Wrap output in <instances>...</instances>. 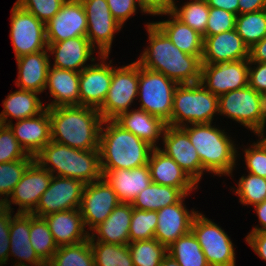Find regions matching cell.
<instances>
[{
  "mask_svg": "<svg viewBox=\"0 0 266 266\" xmlns=\"http://www.w3.org/2000/svg\"><path fill=\"white\" fill-rule=\"evenodd\" d=\"M149 46L136 61L141 67L160 72L177 84L200 82L202 61L181 51L153 23L146 24Z\"/></svg>",
  "mask_w": 266,
  "mask_h": 266,
  "instance_id": "1",
  "label": "cell"
},
{
  "mask_svg": "<svg viewBox=\"0 0 266 266\" xmlns=\"http://www.w3.org/2000/svg\"><path fill=\"white\" fill-rule=\"evenodd\" d=\"M51 141L81 150H99L104 119L98 109L76 106L49 108Z\"/></svg>",
  "mask_w": 266,
  "mask_h": 266,
  "instance_id": "2",
  "label": "cell"
},
{
  "mask_svg": "<svg viewBox=\"0 0 266 266\" xmlns=\"http://www.w3.org/2000/svg\"><path fill=\"white\" fill-rule=\"evenodd\" d=\"M103 124L99 141L101 169H133L148 164L151 145L114 120H104Z\"/></svg>",
  "mask_w": 266,
  "mask_h": 266,
  "instance_id": "3",
  "label": "cell"
},
{
  "mask_svg": "<svg viewBox=\"0 0 266 266\" xmlns=\"http://www.w3.org/2000/svg\"><path fill=\"white\" fill-rule=\"evenodd\" d=\"M34 160L54 176L74 178L84 184L102 178L99 150H81L50 141Z\"/></svg>",
  "mask_w": 266,
  "mask_h": 266,
  "instance_id": "4",
  "label": "cell"
},
{
  "mask_svg": "<svg viewBox=\"0 0 266 266\" xmlns=\"http://www.w3.org/2000/svg\"><path fill=\"white\" fill-rule=\"evenodd\" d=\"M196 149L202 169L218 175L230 176L236 165L238 148L225 130L212 126V123L189 124L182 126Z\"/></svg>",
  "mask_w": 266,
  "mask_h": 266,
  "instance_id": "5",
  "label": "cell"
},
{
  "mask_svg": "<svg viewBox=\"0 0 266 266\" xmlns=\"http://www.w3.org/2000/svg\"><path fill=\"white\" fill-rule=\"evenodd\" d=\"M219 113L218 96L200 82L178 84L174 92L171 118L166 123L174 127L188 124L212 123Z\"/></svg>",
  "mask_w": 266,
  "mask_h": 266,
  "instance_id": "6",
  "label": "cell"
},
{
  "mask_svg": "<svg viewBox=\"0 0 266 266\" xmlns=\"http://www.w3.org/2000/svg\"><path fill=\"white\" fill-rule=\"evenodd\" d=\"M219 115L235 120L254 134L265 130L266 97L249 85L218 97Z\"/></svg>",
  "mask_w": 266,
  "mask_h": 266,
  "instance_id": "7",
  "label": "cell"
},
{
  "mask_svg": "<svg viewBox=\"0 0 266 266\" xmlns=\"http://www.w3.org/2000/svg\"><path fill=\"white\" fill-rule=\"evenodd\" d=\"M177 83L160 72L138 64V94L140 107L167 123L171 118L174 92Z\"/></svg>",
  "mask_w": 266,
  "mask_h": 266,
  "instance_id": "8",
  "label": "cell"
},
{
  "mask_svg": "<svg viewBox=\"0 0 266 266\" xmlns=\"http://www.w3.org/2000/svg\"><path fill=\"white\" fill-rule=\"evenodd\" d=\"M191 231L199 241L209 266H236L234 244L215 222L202 213H197Z\"/></svg>",
  "mask_w": 266,
  "mask_h": 266,
  "instance_id": "9",
  "label": "cell"
},
{
  "mask_svg": "<svg viewBox=\"0 0 266 266\" xmlns=\"http://www.w3.org/2000/svg\"><path fill=\"white\" fill-rule=\"evenodd\" d=\"M138 94V63L112 67V79L107 96L98 109L104 120H113L129 111Z\"/></svg>",
  "mask_w": 266,
  "mask_h": 266,
  "instance_id": "10",
  "label": "cell"
},
{
  "mask_svg": "<svg viewBox=\"0 0 266 266\" xmlns=\"http://www.w3.org/2000/svg\"><path fill=\"white\" fill-rule=\"evenodd\" d=\"M11 10L10 37L16 58L46 50V24L16 3Z\"/></svg>",
  "mask_w": 266,
  "mask_h": 266,
  "instance_id": "11",
  "label": "cell"
},
{
  "mask_svg": "<svg viewBox=\"0 0 266 266\" xmlns=\"http://www.w3.org/2000/svg\"><path fill=\"white\" fill-rule=\"evenodd\" d=\"M87 16L86 37L98 50V55H109L114 34L122 26L115 20L106 0H80ZM97 46H96V45Z\"/></svg>",
  "mask_w": 266,
  "mask_h": 266,
  "instance_id": "12",
  "label": "cell"
},
{
  "mask_svg": "<svg viewBox=\"0 0 266 266\" xmlns=\"http://www.w3.org/2000/svg\"><path fill=\"white\" fill-rule=\"evenodd\" d=\"M85 185L74 178L52 175L48 189L42 194L32 214L44 217L59 211L79 209Z\"/></svg>",
  "mask_w": 266,
  "mask_h": 266,
  "instance_id": "13",
  "label": "cell"
},
{
  "mask_svg": "<svg viewBox=\"0 0 266 266\" xmlns=\"http://www.w3.org/2000/svg\"><path fill=\"white\" fill-rule=\"evenodd\" d=\"M249 59L216 64H202L200 83L220 96L248 86Z\"/></svg>",
  "mask_w": 266,
  "mask_h": 266,
  "instance_id": "14",
  "label": "cell"
},
{
  "mask_svg": "<svg viewBox=\"0 0 266 266\" xmlns=\"http://www.w3.org/2000/svg\"><path fill=\"white\" fill-rule=\"evenodd\" d=\"M51 178L52 174L34 160L16 184L9 198L4 201V207L12 211L14 208H11V204H15L19 206L17 213H32L42 194L48 189Z\"/></svg>",
  "mask_w": 266,
  "mask_h": 266,
  "instance_id": "15",
  "label": "cell"
},
{
  "mask_svg": "<svg viewBox=\"0 0 266 266\" xmlns=\"http://www.w3.org/2000/svg\"><path fill=\"white\" fill-rule=\"evenodd\" d=\"M119 203L115 191L103 177L86 184L79 210L84 225L90 228L88 231L103 223Z\"/></svg>",
  "mask_w": 266,
  "mask_h": 266,
  "instance_id": "16",
  "label": "cell"
},
{
  "mask_svg": "<svg viewBox=\"0 0 266 266\" xmlns=\"http://www.w3.org/2000/svg\"><path fill=\"white\" fill-rule=\"evenodd\" d=\"M161 138L164 146L160 150L171 157L196 184H199L204 170L187 132L182 127L167 125Z\"/></svg>",
  "mask_w": 266,
  "mask_h": 266,
  "instance_id": "17",
  "label": "cell"
},
{
  "mask_svg": "<svg viewBox=\"0 0 266 266\" xmlns=\"http://www.w3.org/2000/svg\"><path fill=\"white\" fill-rule=\"evenodd\" d=\"M99 56L101 62L85 67L79 77L80 105L95 109L102 106L112 79V60L107 64L109 55Z\"/></svg>",
  "mask_w": 266,
  "mask_h": 266,
  "instance_id": "18",
  "label": "cell"
},
{
  "mask_svg": "<svg viewBox=\"0 0 266 266\" xmlns=\"http://www.w3.org/2000/svg\"><path fill=\"white\" fill-rule=\"evenodd\" d=\"M87 16L80 0H66L54 17L46 23L47 42H61L86 36Z\"/></svg>",
  "mask_w": 266,
  "mask_h": 266,
  "instance_id": "19",
  "label": "cell"
},
{
  "mask_svg": "<svg viewBox=\"0 0 266 266\" xmlns=\"http://www.w3.org/2000/svg\"><path fill=\"white\" fill-rule=\"evenodd\" d=\"M184 195L177 203L157 211V226L154 238L167 248L178 238L191 231V225L198 211H189L184 205Z\"/></svg>",
  "mask_w": 266,
  "mask_h": 266,
  "instance_id": "20",
  "label": "cell"
},
{
  "mask_svg": "<svg viewBox=\"0 0 266 266\" xmlns=\"http://www.w3.org/2000/svg\"><path fill=\"white\" fill-rule=\"evenodd\" d=\"M249 59V48L235 29L203 37L202 64Z\"/></svg>",
  "mask_w": 266,
  "mask_h": 266,
  "instance_id": "21",
  "label": "cell"
},
{
  "mask_svg": "<svg viewBox=\"0 0 266 266\" xmlns=\"http://www.w3.org/2000/svg\"><path fill=\"white\" fill-rule=\"evenodd\" d=\"M15 125V126H14ZM25 152L31 156L39 153L51 141L49 108L31 118L8 124Z\"/></svg>",
  "mask_w": 266,
  "mask_h": 266,
  "instance_id": "22",
  "label": "cell"
},
{
  "mask_svg": "<svg viewBox=\"0 0 266 266\" xmlns=\"http://www.w3.org/2000/svg\"><path fill=\"white\" fill-rule=\"evenodd\" d=\"M47 43L49 55H55L53 67L56 68L81 72L85 67L89 66V64H86L89 58L91 62L96 59L95 57L92 58L95 48L90 44L86 36Z\"/></svg>",
  "mask_w": 266,
  "mask_h": 266,
  "instance_id": "23",
  "label": "cell"
},
{
  "mask_svg": "<svg viewBox=\"0 0 266 266\" xmlns=\"http://www.w3.org/2000/svg\"><path fill=\"white\" fill-rule=\"evenodd\" d=\"M148 166L153 183L179 188L185 195H190L198 185L187 173L159 148H153ZM197 187V188H196Z\"/></svg>",
  "mask_w": 266,
  "mask_h": 266,
  "instance_id": "24",
  "label": "cell"
},
{
  "mask_svg": "<svg viewBox=\"0 0 266 266\" xmlns=\"http://www.w3.org/2000/svg\"><path fill=\"white\" fill-rule=\"evenodd\" d=\"M102 177L123 203H132L152 182L148 164L133 169H101Z\"/></svg>",
  "mask_w": 266,
  "mask_h": 266,
  "instance_id": "25",
  "label": "cell"
},
{
  "mask_svg": "<svg viewBox=\"0 0 266 266\" xmlns=\"http://www.w3.org/2000/svg\"><path fill=\"white\" fill-rule=\"evenodd\" d=\"M58 247L73 245L89 239L79 209L59 211L43 217Z\"/></svg>",
  "mask_w": 266,
  "mask_h": 266,
  "instance_id": "26",
  "label": "cell"
},
{
  "mask_svg": "<svg viewBox=\"0 0 266 266\" xmlns=\"http://www.w3.org/2000/svg\"><path fill=\"white\" fill-rule=\"evenodd\" d=\"M29 234L30 213H16L13 217L11 216L9 257L18 259L13 266H47L33 249Z\"/></svg>",
  "mask_w": 266,
  "mask_h": 266,
  "instance_id": "27",
  "label": "cell"
},
{
  "mask_svg": "<svg viewBox=\"0 0 266 266\" xmlns=\"http://www.w3.org/2000/svg\"><path fill=\"white\" fill-rule=\"evenodd\" d=\"M79 77L80 72L52 68L50 63L45 89L49 88V93L54 99L51 103L45 104L46 108L80 105Z\"/></svg>",
  "mask_w": 266,
  "mask_h": 266,
  "instance_id": "28",
  "label": "cell"
},
{
  "mask_svg": "<svg viewBox=\"0 0 266 266\" xmlns=\"http://www.w3.org/2000/svg\"><path fill=\"white\" fill-rule=\"evenodd\" d=\"M132 214V204L120 202L106 220L91 231L89 240L114 245H128Z\"/></svg>",
  "mask_w": 266,
  "mask_h": 266,
  "instance_id": "29",
  "label": "cell"
},
{
  "mask_svg": "<svg viewBox=\"0 0 266 266\" xmlns=\"http://www.w3.org/2000/svg\"><path fill=\"white\" fill-rule=\"evenodd\" d=\"M49 58L47 49L16 58L18 78L15 83L17 87L38 94L45 91L50 66Z\"/></svg>",
  "mask_w": 266,
  "mask_h": 266,
  "instance_id": "30",
  "label": "cell"
},
{
  "mask_svg": "<svg viewBox=\"0 0 266 266\" xmlns=\"http://www.w3.org/2000/svg\"><path fill=\"white\" fill-rule=\"evenodd\" d=\"M113 120L153 148H159L156 144L167 126L161 118L139 108L121 113Z\"/></svg>",
  "mask_w": 266,
  "mask_h": 266,
  "instance_id": "31",
  "label": "cell"
},
{
  "mask_svg": "<svg viewBox=\"0 0 266 266\" xmlns=\"http://www.w3.org/2000/svg\"><path fill=\"white\" fill-rule=\"evenodd\" d=\"M171 19L153 22L181 51L202 58L203 37L197 31L182 23L171 12L161 14Z\"/></svg>",
  "mask_w": 266,
  "mask_h": 266,
  "instance_id": "32",
  "label": "cell"
},
{
  "mask_svg": "<svg viewBox=\"0 0 266 266\" xmlns=\"http://www.w3.org/2000/svg\"><path fill=\"white\" fill-rule=\"evenodd\" d=\"M37 95L36 92L21 89L9 93L3 100L4 109L0 113V124L8 125L12 123V119L8 120L9 116L19 121L42 113L46 106L43 105Z\"/></svg>",
  "mask_w": 266,
  "mask_h": 266,
  "instance_id": "33",
  "label": "cell"
},
{
  "mask_svg": "<svg viewBox=\"0 0 266 266\" xmlns=\"http://www.w3.org/2000/svg\"><path fill=\"white\" fill-rule=\"evenodd\" d=\"M185 194L171 186L151 182L147 188L138 193L132 201V207L145 211H159L160 209L177 203Z\"/></svg>",
  "mask_w": 266,
  "mask_h": 266,
  "instance_id": "34",
  "label": "cell"
},
{
  "mask_svg": "<svg viewBox=\"0 0 266 266\" xmlns=\"http://www.w3.org/2000/svg\"><path fill=\"white\" fill-rule=\"evenodd\" d=\"M167 254L180 266H209L205 255L192 231L178 238L167 248Z\"/></svg>",
  "mask_w": 266,
  "mask_h": 266,
  "instance_id": "35",
  "label": "cell"
},
{
  "mask_svg": "<svg viewBox=\"0 0 266 266\" xmlns=\"http://www.w3.org/2000/svg\"><path fill=\"white\" fill-rule=\"evenodd\" d=\"M236 32L250 49L266 36V9L245 14H238Z\"/></svg>",
  "mask_w": 266,
  "mask_h": 266,
  "instance_id": "36",
  "label": "cell"
},
{
  "mask_svg": "<svg viewBox=\"0 0 266 266\" xmlns=\"http://www.w3.org/2000/svg\"><path fill=\"white\" fill-rule=\"evenodd\" d=\"M30 242L37 255L47 264L59 248L43 217L30 213Z\"/></svg>",
  "mask_w": 266,
  "mask_h": 266,
  "instance_id": "37",
  "label": "cell"
},
{
  "mask_svg": "<svg viewBox=\"0 0 266 266\" xmlns=\"http://www.w3.org/2000/svg\"><path fill=\"white\" fill-rule=\"evenodd\" d=\"M47 266H95L90 240L60 246Z\"/></svg>",
  "mask_w": 266,
  "mask_h": 266,
  "instance_id": "38",
  "label": "cell"
},
{
  "mask_svg": "<svg viewBox=\"0 0 266 266\" xmlns=\"http://www.w3.org/2000/svg\"><path fill=\"white\" fill-rule=\"evenodd\" d=\"M174 2L171 13L182 23L205 37V30L209 18L210 7L206 0H191L180 8Z\"/></svg>",
  "mask_w": 266,
  "mask_h": 266,
  "instance_id": "39",
  "label": "cell"
},
{
  "mask_svg": "<svg viewBox=\"0 0 266 266\" xmlns=\"http://www.w3.org/2000/svg\"><path fill=\"white\" fill-rule=\"evenodd\" d=\"M95 266H134L128 245L90 241Z\"/></svg>",
  "mask_w": 266,
  "mask_h": 266,
  "instance_id": "40",
  "label": "cell"
},
{
  "mask_svg": "<svg viewBox=\"0 0 266 266\" xmlns=\"http://www.w3.org/2000/svg\"><path fill=\"white\" fill-rule=\"evenodd\" d=\"M128 249L134 266H157L167 255V247L155 238L129 242Z\"/></svg>",
  "mask_w": 266,
  "mask_h": 266,
  "instance_id": "41",
  "label": "cell"
},
{
  "mask_svg": "<svg viewBox=\"0 0 266 266\" xmlns=\"http://www.w3.org/2000/svg\"><path fill=\"white\" fill-rule=\"evenodd\" d=\"M235 194L239 195V202L246 205H256L266 200V178L248 173L241 176Z\"/></svg>",
  "mask_w": 266,
  "mask_h": 266,
  "instance_id": "42",
  "label": "cell"
},
{
  "mask_svg": "<svg viewBox=\"0 0 266 266\" xmlns=\"http://www.w3.org/2000/svg\"><path fill=\"white\" fill-rule=\"evenodd\" d=\"M157 218V211H145L133 208L129 230V242L154 238Z\"/></svg>",
  "mask_w": 266,
  "mask_h": 266,
  "instance_id": "43",
  "label": "cell"
},
{
  "mask_svg": "<svg viewBox=\"0 0 266 266\" xmlns=\"http://www.w3.org/2000/svg\"><path fill=\"white\" fill-rule=\"evenodd\" d=\"M34 159H19L16 161L0 163V199L6 201L16 184ZM4 198H3V197Z\"/></svg>",
  "mask_w": 266,
  "mask_h": 266,
  "instance_id": "44",
  "label": "cell"
},
{
  "mask_svg": "<svg viewBox=\"0 0 266 266\" xmlns=\"http://www.w3.org/2000/svg\"><path fill=\"white\" fill-rule=\"evenodd\" d=\"M19 159H34L25 152L8 125L0 124V163Z\"/></svg>",
  "mask_w": 266,
  "mask_h": 266,
  "instance_id": "45",
  "label": "cell"
},
{
  "mask_svg": "<svg viewBox=\"0 0 266 266\" xmlns=\"http://www.w3.org/2000/svg\"><path fill=\"white\" fill-rule=\"evenodd\" d=\"M66 0H17L15 3L43 23L49 22Z\"/></svg>",
  "mask_w": 266,
  "mask_h": 266,
  "instance_id": "46",
  "label": "cell"
},
{
  "mask_svg": "<svg viewBox=\"0 0 266 266\" xmlns=\"http://www.w3.org/2000/svg\"><path fill=\"white\" fill-rule=\"evenodd\" d=\"M237 15L220 8L210 7L205 36L217 35L235 29Z\"/></svg>",
  "mask_w": 266,
  "mask_h": 266,
  "instance_id": "47",
  "label": "cell"
},
{
  "mask_svg": "<svg viewBox=\"0 0 266 266\" xmlns=\"http://www.w3.org/2000/svg\"><path fill=\"white\" fill-rule=\"evenodd\" d=\"M252 147V148H251ZM247 172L266 178V148L257 141L248 149L244 148Z\"/></svg>",
  "mask_w": 266,
  "mask_h": 266,
  "instance_id": "48",
  "label": "cell"
},
{
  "mask_svg": "<svg viewBox=\"0 0 266 266\" xmlns=\"http://www.w3.org/2000/svg\"><path fill=\"white\" fill-rule=\"evenodd\" d=\"M11 212L14 211H10L5 207L0 211V266L7 264L9 259Z\"/></svg>",
  "mask_w": 266,
  "mask_h": 266,
  "instance_id": "49",
  "label": "cell"
},
{
  "mask_svg": "<svg viewBox=\"0 0 266 266\" xmlns=\"http://www.w3.org/2000/svg\"><path fill=\"white\" fill-rule=\"evenodd\" d=\"M115 20L123 26L126 20L136 13L137 0H106Z\"/></svg>",
  "mask_w": 266,
  "mask_h": 266,
  "instance_id": "50",
  "label": "cell"
},
{
  "mask_svg": "<svg viewBox=\"0 0 266 266\" xmlns=\"http://www.w3.org/2000/svg\"><path fill=\"white\" fill-rule=\"evenodd\" d=\"M248 85L266 97V63L251 62L249 60Z\"/></svg>",
  "mask_w": 266,
  "mask_h": 266,
  "instance_id": "51",
  "label": "cell"
},
{
  "mask_svg": "<svg viewBox=\"0 0 266 266\" xmlns=\"http://www.w3.org/2000/svg\"><path fill=\"white\" fill-rule=\"evenodd\" d=\"M175 0H137L142 13L161 15L171 12Z\"/></svg>",
  "mask_w": 266,
  "mask_h": 266,
  "instance_id": "52",
  "label": "cell"
},
{
  "mask_svg": "<svg viewBox=\"0 0 266 266\" xmlns=\"http://www.w3.org/2000/svg\"><path fill=\"white\" fill-rule=\"evenodd\" d=\"M245 241L262 260L266 261V231L250 232Z\"/></svg>",
  "mask_w": 266,
  "mask_h": 266,
  "instance_id": "53",
  "label": "cell"
},
{
  "mask_svg": "<svg viewBox=\"0 0 266 266\" xmlns=\"http://www.w3.org/2000/svg\"><path fill=\"white\" fill-rule=\"evenodd\" d=\"M238 14L266 9V0H238Z\"/></svg>",
  "mask_w": 266,
  "mask_h": 266,
  "instance_id": "54",
  "label": "cell"
},
{
  "mask_svg": "<svg viewBox=\"0 0 266 266\" xmlns=\"http://www.w3.org/2000/svg\"><path fill=\"white\" fill-rule=\"evenodd\" d=\"M249 60L266 63V36L249 49Z\"/></svg>",
  "mask_w": 266,
  "mask_h": 266,
  "instance_id": "55",
  "label": "cell"
},
{
  "mask_svg": "<svg viewBox=\"0 0 266 266\" xmlns=\"http://www.w3.org/2000/svg\"><path fill=\"white\" fill-rule=\"evenodd\" d=\"M209 7L224 9L238 15V0H206Z\"/></svg>",
  "mask_w": 266,
  "mask_h": 266,
  "instance_id": "56",
  "label": "cell"
},
{
  "mask_svg": "<svg viewBox=\"0 0 266 266\" xmlns=\"http://www.w3.org/2000/svg\"><path fill=\"white\" fill-rule=\"evenodd\" d=\"M254 207L261 227H254L251 232L266 231V200L254 205Z\"/></svg>",
  "mask_w": 266,
  "mask_h": 266,
  "instance_id": "57",
  "label": "cell"
},
{
  "mask_svg": "<svg viewBox=\"0 0 266 266\" xmlns=\"http://www.w3.org/2000/svg\"><path fill=\"white\" fill-rule=\"evenodd\" d=\"M157 266H180L177 261L171 257L169 254H167L163 261L159 262Z\"/></svg>",
  "mask_w": 266,
  "mask_h": 266,
  "instance_id": "58",
  "label": "cell"
},
{
  "mask_svg": "<svg viewBox=\"0 0 266 266\" xmlns=\"http://www.w3.org/2000/svg\"><path fill=\"white\" fill-rule=\"evenodd\" d=\"M264 129L263 130H260L259 132L256 133V135L260 138L258 139L263 145L264 147L266 148V137H264Z\"/></svg>",
  "mask_w": 266,
  "mask_h": 266,
  "instance_id": "59",
  "label": "cell"
},
{
  "mask_svg": "<svg viewBox=\"0 0 266 266\" xmlns=\"http://www.w3.org/2000/svg\"><path fill=\"white\" fill-rule=\"evenodd\" d=\"M4 208V201L0 199V211Z\"/></svg>",
  "mask_w": 266,
  "mask_h": 266,
  "instance_id": "60",
  "label": "cell"
}]
</instances>
